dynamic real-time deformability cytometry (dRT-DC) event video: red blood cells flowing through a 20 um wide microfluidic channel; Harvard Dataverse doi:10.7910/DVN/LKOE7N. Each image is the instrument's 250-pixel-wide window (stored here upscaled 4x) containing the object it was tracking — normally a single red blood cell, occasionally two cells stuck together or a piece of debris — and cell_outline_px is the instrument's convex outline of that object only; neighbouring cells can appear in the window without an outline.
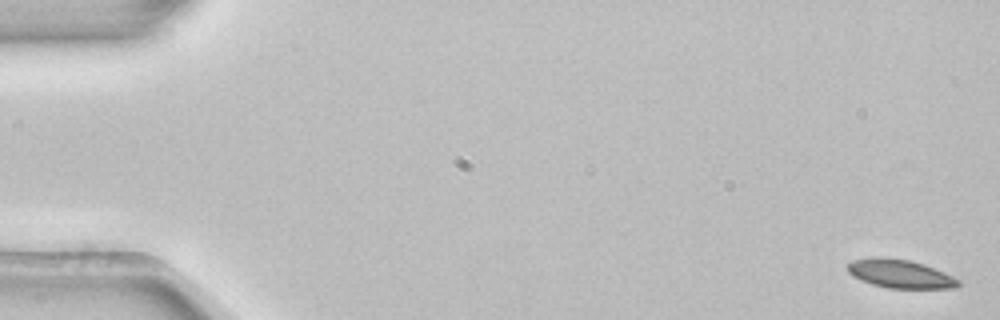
{"species": "common noctule bat (a hibernating species)", "species_latin": "Nyctalus noctula", "temperature_condition": "room temperature", "stored_images_in_passage": 7, "camera_frame_rate_fps": 3000, "um_per_image_px": 0.085, "animal": {"sex": "female", "body_mass_g": 22.7, "forearm_length_mm": 54.2}, "frame": {"image": 1, "passage_image": 1, "time_ms": 0.0, "image_size_px": [1000, 320], "cell_outline_px": [[960, 284], [956, 288], [888, 288], [872, 284], [860, 280], [852, 276], [848, 272], [848, 264], [852, 260], [868, 256], [884, 256], [908, 260], [924, 264], [944, 272], [960, 280]], "centroid_in_image_um": [76.47, 23.25], "position_along_channel_um": 8.5, "area_um2": 18.61}}
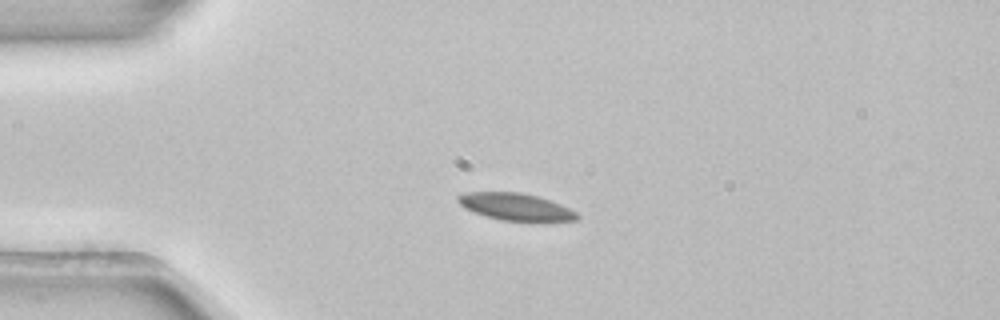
{"frame": {"image": 2, "passage_image": 4, "time_ms": 1.0, "image_size_px": [1000, 320], "cell_outline_px": [[580, 216], [576, 220], [500, 220], [464, 208], [456, 200], [456, 196], [464, 192], [520, 192], [536, 196], [560, 204], [576, 212]], "centroid_in_image_um": [43.77, 17.55], "position_along_channel_um": 41.2, "area_um2": 18.32}}